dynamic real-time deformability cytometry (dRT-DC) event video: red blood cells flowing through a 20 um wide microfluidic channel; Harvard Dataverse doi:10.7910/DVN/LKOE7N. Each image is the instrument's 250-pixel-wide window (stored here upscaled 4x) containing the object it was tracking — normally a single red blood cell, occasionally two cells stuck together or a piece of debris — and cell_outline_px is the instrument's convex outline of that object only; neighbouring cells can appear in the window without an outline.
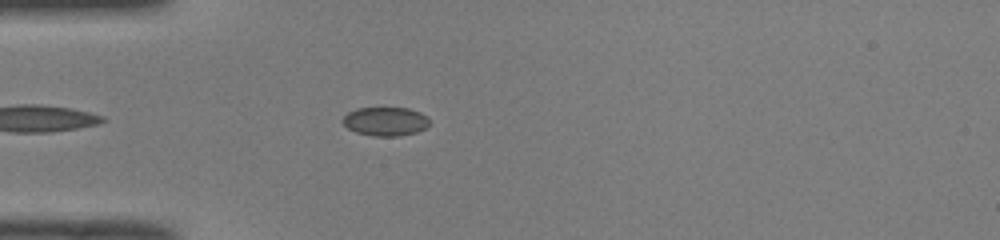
{"species": "common noctule bat (a hibernating species)", "species_latin": "Nyctalus noctula", "temperature_condition": "room temperature", "stored_images_in_passage": 40, "camera_frame_rate_fps": 3000, "um_per_image_px": 0.085, "animal": {"sex": "male", "body_mass_g": 19.0, "forearm_length_mm": 50.8}, "frame": {"image": 1, "passage_image": 4, "time_ms": 1.0, "image_size_px": [1000, 240], "cell_outline_px": [[428, 124], [424, 128], [416, 132], [400, 136], [372, 136], [356, 132], [348, 128], [340, 120], [348, 112], [356, 108], [408, 108], [420, 112], [428, 116]], "centroid_in_image_um": [32.74, 10.31], "position_along_channel_um": 52.3, "area_um2": 14.57}}
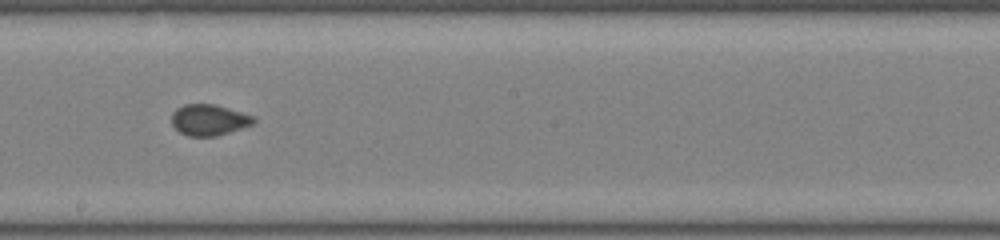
{"frame": {"image": 2, "passage_image": 18, "time_ms": 5.667, "image_size_px": [1000, 240], "cell_outline_px": [[256, 120], [252, 124], [216, 136], [188, 136], [180, 132], [172, 124], [172, 112], [176, 108], [184, 104], [216, 104], [256, 116]], "centroid_in_image_um": [17.77, 10.17], "position_along_channel_um": 230.4, "area_um2": 14.85}}
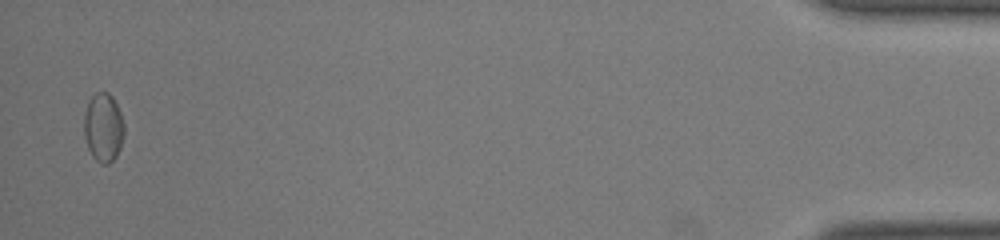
{"frame": {"image": 3, "passage_image": 39, "time_ms": 12.667, "image_size_px": [1000, 240], "cell_outline_px": [[124, 136], [120, 148], [116, 156], [108, 164], [100, 164], [92, 156], [88, 148], [84, 136], [84, 112], [88, 100], [96, 92], [108, 92], [112, 96], [120, 112], [124, 124]], "centroid_in_image_um": [8.77, 10.83], "position_along_channel_um": 426.4, "area_um2": 16.24}, "authors_computed_cell_mechanics": {"area_um2": 14.9413, "velocity_mm_per_s": 4.029, "shape_relaxation_time_tau1_ms": 4.1084, "shape_relaxation_time_tau2_ms": 1.378, "deformation_change_tau1": 0.0627, "deformation_change_tau2": 0.0395}}